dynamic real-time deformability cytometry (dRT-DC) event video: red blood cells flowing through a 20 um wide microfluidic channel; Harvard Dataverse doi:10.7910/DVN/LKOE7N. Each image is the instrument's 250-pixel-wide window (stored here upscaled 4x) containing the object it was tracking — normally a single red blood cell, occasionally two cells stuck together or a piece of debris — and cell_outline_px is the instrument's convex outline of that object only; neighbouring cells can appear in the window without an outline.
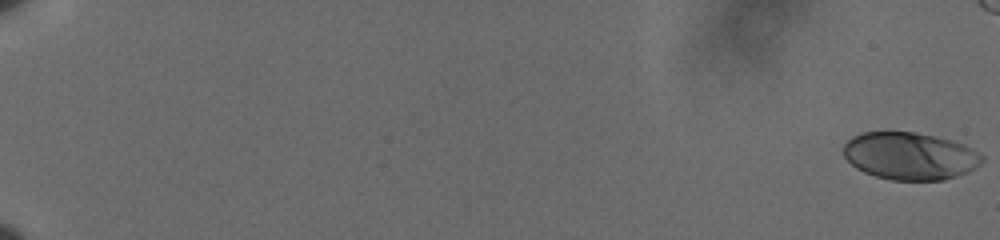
{"species": "human", "species_latin": "Homo sapiens", "temperature_condition": "cold", "stored_images_in_passage": 58, "camera_frame_rate_fps": 3000, "um_per_image_px": 0.085, "donor": {"sex": "male"}, "frame": {"image": 1, "passage_image": 1, "time_ms": 0.0, "image_size_px": [1000, 240], "cell_outline_px": [[984, 160], [976, 168], [968, 172], [944, 180], [892, 180], [876, 176], [864, 172], [856, 168], [844, 156], [844, 144], [852, 136], [864, 132], [916, 132], [936, 136], [952, 140], [964, 144], [972, 148], [984, 156]], "centroid_in_image_um": [77.37, 13.26], "position_along_channel_um": 7.6, "area_um2": 38.44}}
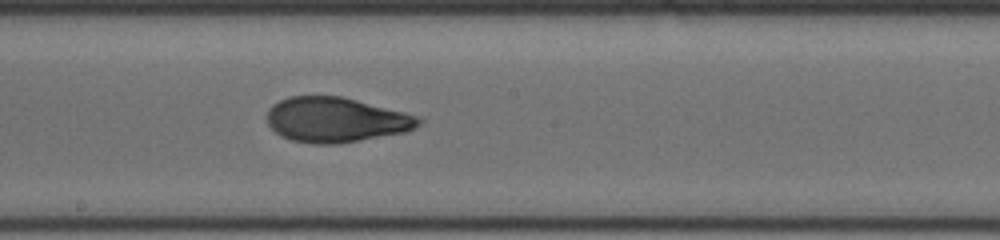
{"frame": {"image": 2, "passage_image": 38, "time_ms": 12.333, "image_size_px": [1000, 240], "cell_outline_px": [[424, 120], [420, 124], [404, 132], [340, 144], [316, 144], [292, 140], [280, 136], [268, 124], [264, 116], [268, 108], [272, 104], [288, 96], [340, 96], [420, 116]], "centroid_in_image_um": [28.51, 10.18], "position_along_channel_um": 219.7, "area_um2": 39.82}}
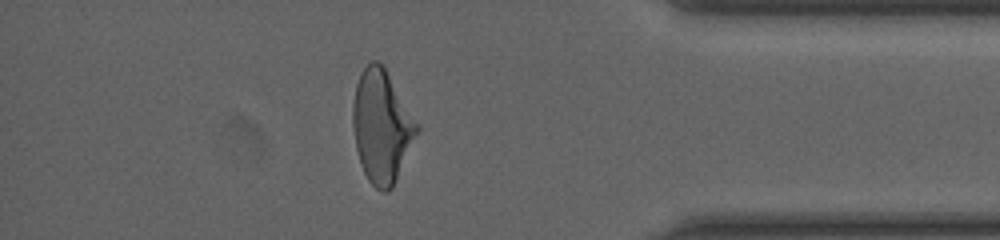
{"frame": {"image": 3, "passage_image": 55, "time_ms": 18.0, "image_size_px": [1000, 240], "cell_outline_px": [[420, 128], [392, 188], [388, 192], [384, 192], [376, 188], [368, 180], [360, 164], [356, 148], [352, 124], [352, 104], [356, 84], [360, 72], [372, 60], [376, 60], [384, 64], [420, 124]], "centroid_in_image_um": [32.45, 10.69], "position_along_channel_um": 402.8, "area_um2": 42.54}}